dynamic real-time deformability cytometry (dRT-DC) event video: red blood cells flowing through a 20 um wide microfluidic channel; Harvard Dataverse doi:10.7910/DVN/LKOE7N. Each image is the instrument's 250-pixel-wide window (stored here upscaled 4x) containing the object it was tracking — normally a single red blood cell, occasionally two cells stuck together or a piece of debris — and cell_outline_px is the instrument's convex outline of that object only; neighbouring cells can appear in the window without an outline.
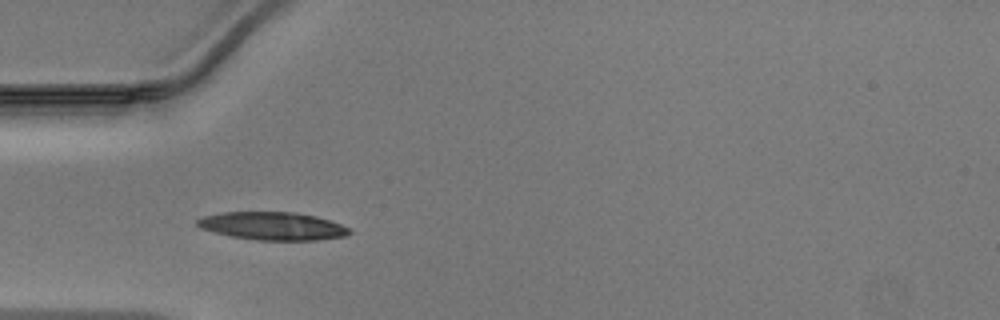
{"species": "Egyptian fruit bat (a non-hibernating species)", "species_latin": "Rousettus aegyptiacus", "temperature_condition": "warm", "stored_images_in_passage": 19, "camera_frame_rate_fps": 3000, "um_per_image_px": 0.085, "animal": {"sex": "male"}, "frame": {"image": 1, "passage_image": 1, "time_ms": 0.0, "image_size_px": [1000, 320], "cell_outline_px": [[352, 232], [344, 236], [316, 240], [256, 240], [232, 236], [200, 228], [196, 224], [196, 220], [204, 216], [224, 212], [296, 212], [316, 216], [340, 224], [348, 228]], "centroid_in_image_um": [23.17, 19.21], "position_along_channel_um": 61.8, "area_um2": 24.57}}
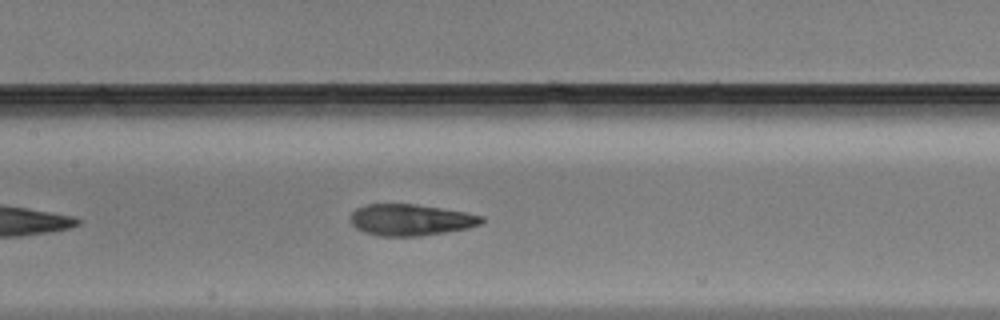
{"frame": {"image": 2, "passage_image": 9, "time_ms": 2.667, "image_size_px": [1000, 320], "cell_outline_px": [[484, 220], [480, 224], [468, 228], [420, 236], [380, 236], [364, 232], [356, 228], [352, 224], [352, 212], [356, 208], [364, 204], [416, 204], [464, 212], [484, 216]], "centroid_in_image_um": [34.9, 18.68], "position_along_channel_um": 172.5, "area_um2": 23.87}}
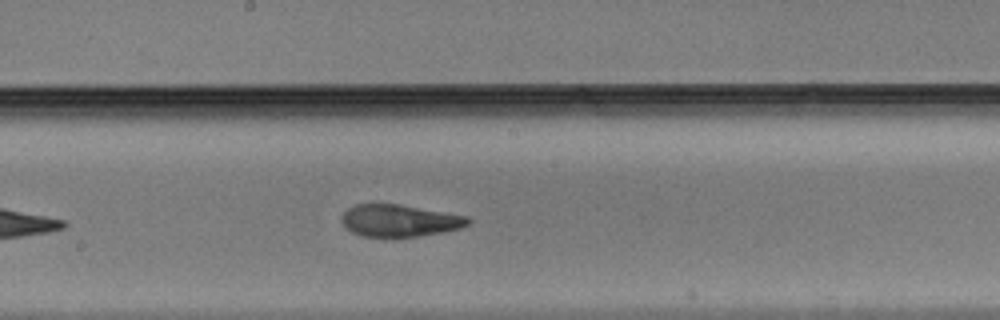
{"frame": {"image": 3, "passage_image": 12, "time_ms": 3.667, "image_size_px": [1000, 320], "cell_outline_px": [[472, 220], [468, 224], [460, 228], [444, 232], [420, 236], [360, 236], [352, 232], [340, 220], [344, 212], [352, 204], [400, 204], [468, 216]], "centroid_in_image_um": [33.97, 18.74], "position_along_channel_um": 214.2, "area_um2": 23.58}}